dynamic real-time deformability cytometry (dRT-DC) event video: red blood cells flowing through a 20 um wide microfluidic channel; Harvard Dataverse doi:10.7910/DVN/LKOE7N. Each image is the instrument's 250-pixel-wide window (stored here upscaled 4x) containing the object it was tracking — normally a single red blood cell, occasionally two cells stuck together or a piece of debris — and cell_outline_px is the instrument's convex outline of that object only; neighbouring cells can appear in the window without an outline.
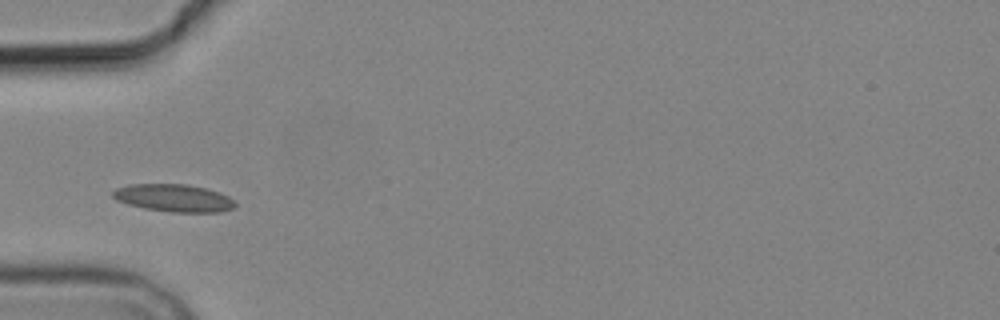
{"species": "common noctule bat (a hibernating species)", "species_latin": "Nyctalus noctula", "temperature_condition": "cold", "stored_images_in_passage": 4, "camera_frame_rate_fps": 3000, "um_per_image_px": 0.085, "animal": {"sex": "male", "body_mass_g": 19.2, "forearm_length_mm": 51.8}, "frame": {"image": 1, "passage_image": 2, "time_ms": 1.333, "image_size_px": [1000, 320], "cell_outline_px": [[236, 204], [232, 208], [220, 212], [172, 212], [144, 208], [128, 204], [116, 200], [112, 196], [112, 192], [116, 188], [132, 184], [188, 184], [220, 192], [228, 196]], "centroid_in_image_um": [14.76, 16.82], "position_along_channel_um": 70.2, "area_um2": 19.54}}
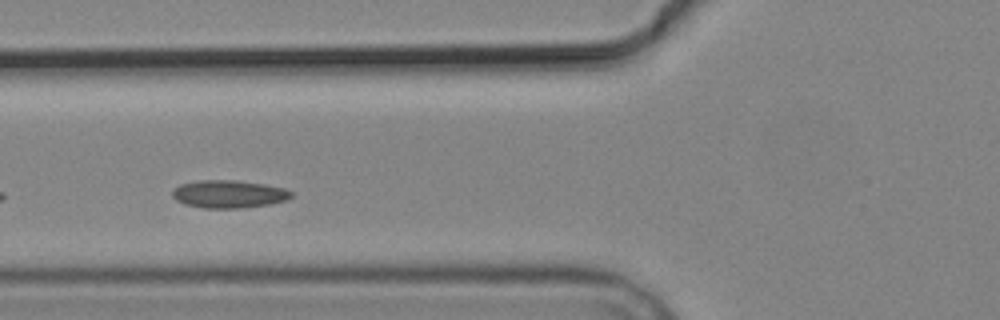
{"frame": {"image": 2, "passage_image": 3, "time_ms": 2.333, "image_size_px": [1000, 320], "cell_outline_px": [[292, 196], [288, 200], [272, 204], [244, 208], [204, 208], [184, 204], [176, 200], [172, 196], [172, 192], [180, 184], [200, 180], [236, 180], [264, 184], [284, 188], [292, 192]], "centroid_in_image_um": [19.47, 16.5], "position_along_channel_um": 106.3, "area_um2": 19.36}}
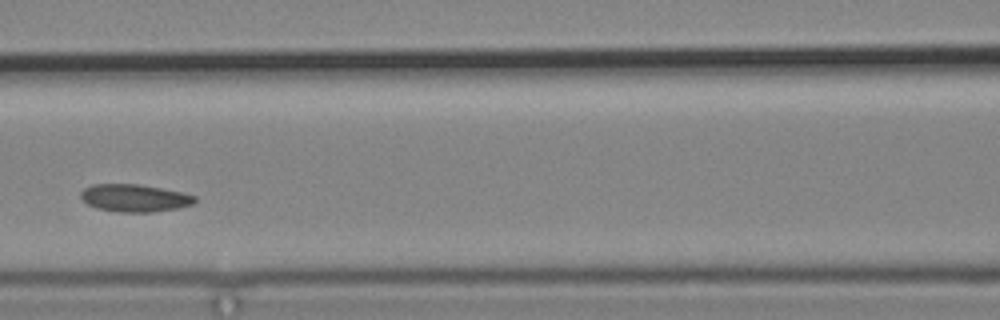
{"frame": {"image": 3, "passage_image": 4, "time_ms": 3.667, "image_size_px": [1000, 320], "cell_outline_px": [[196, 200], [192, 204], [176, 208], [152, 212], [120, 212], [96, 208], [88, 204], [80, 196], [80, 192], [84, 188], [92, 184], [140, 184], [184, 192], [196, 196]], "centroid_in_image_um": [11.44, 16.82], "position_along_channel_um": 155.2, "area_um2": 18.32}}